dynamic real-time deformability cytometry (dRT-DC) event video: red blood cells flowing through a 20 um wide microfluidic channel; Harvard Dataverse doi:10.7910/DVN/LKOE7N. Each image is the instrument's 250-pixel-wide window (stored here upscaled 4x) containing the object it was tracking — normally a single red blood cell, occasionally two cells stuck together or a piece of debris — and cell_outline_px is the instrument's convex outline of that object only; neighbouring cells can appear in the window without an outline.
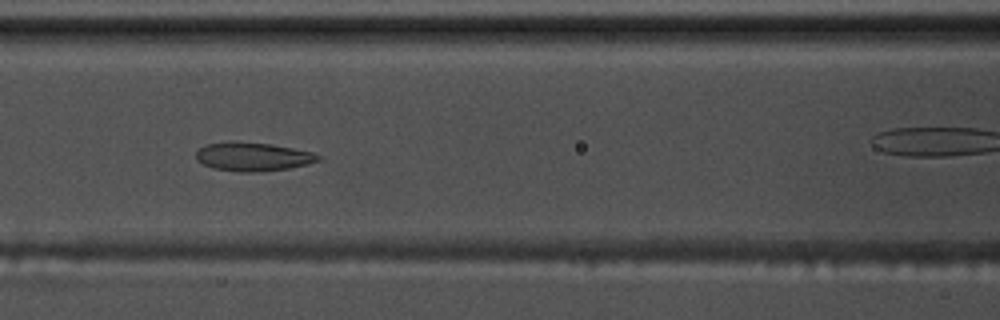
{"species": "common noctule bat (a hibernating species)", "species_latin": "Nyctalus noctula", "temperature_condition": "warm", "stored_images_in_passage": 55, "camera_frame_rate_fps": 3000, "um_per_image_px": 0.085, "animal": {"sex": "male", "body_mass_g": 17.5, "forearm_length_mm": 52.3}, "frame": {"image": 1, "passage_image": 23, "time_ms": 7.333, "image_size_px": [1000, 320], "cell_outline_px": [[320, 160], [308, 164], [288, 168], [260, 172], [240, 172], [212, 168], [196, 160], [196, 152], [200, 148], [208, 144], [228, 140], [232, 140], [268, 144], [292, 148], [312, 152], [320, 156]], "centroid_in_image_um": [21.46, 13.31], "position_along_channel_um": 145.1, "area_um2": 20.46}}
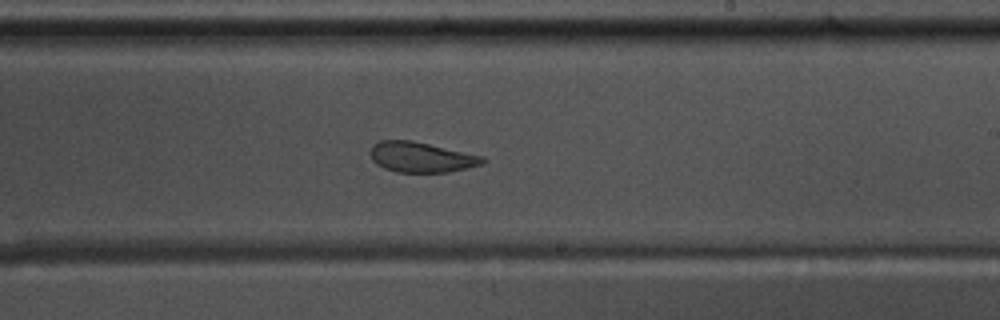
{"frame": {"image": 2, "passage_image": 32, "time_ms": 10.333, "image_size_px": [1000, 320], "cell_outline_px": [[488, 160], [480, 164], [448, 172], [396, 172], [384, 168], [376, 164], [372, 160], [368, 152], [372, 144], [380, 140], [412, 140], [484, 156]], "centroid_in_image_um": [35.75, 13.35], "position_along_channel_um": 253.3, "area_um2": 19.94}}
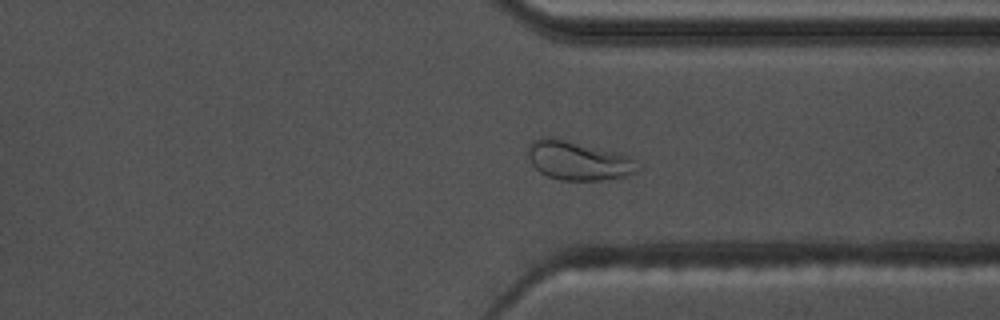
{"frame": {"image": 3, "passage_image": 41, "time_ms": 13.333, "image_size_px": [1000, 320], "cell_outline_px": [[640, 168], [636, 172], [624, 176], [604, 180], [560, 180], [548, 176], [540, 172], [532, 164], [528, 156], [528, 148], [532, 140], [548, 136], [552, 136], [632, 156]], "centroid_in_image_um": [49.15, 13.64], "position_along_channel_um": 362.2, "area_um2": 24.97}, "authors_computed_cell_mechanics": {"area_um2": 23.2356, "velocity_mm_per_s": 3.621, "shape_relaxation_time_tau1_ms": null, "shape_relaxation_time_tau2_ms": 2.0247, "deformation_change_tau1": null, "deformation_change_tau2": 0.0847}}